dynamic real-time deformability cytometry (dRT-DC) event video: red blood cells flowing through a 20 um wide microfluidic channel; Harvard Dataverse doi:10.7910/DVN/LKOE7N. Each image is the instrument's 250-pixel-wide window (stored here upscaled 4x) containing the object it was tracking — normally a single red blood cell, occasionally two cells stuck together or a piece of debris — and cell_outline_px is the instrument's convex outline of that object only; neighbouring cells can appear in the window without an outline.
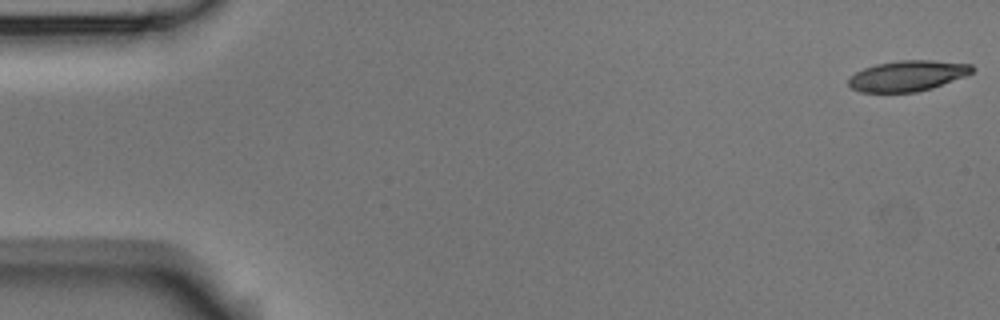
{"species": "Egyptian fruit bat (a non-hibernating species)", "species_latin": "Rousettus aegyptiacus", "temperature_condition": "room temperature", "stored_images_in_passage": 57, "segment_of_instrument_passage": [1, 2], "camera_frame_rate_fps": 3000, "um_per_image_px": 0.085, "animal": {"sex": "male"}, "frame": {"image": 1, "passage_image": 1, "time_ms": 0.0, "image_size_px": [1000, 320], "cell_outline_px": [[976, 68], [972, 72], [964, 76], [932, 88], [916, 92], [860, 92], [852, 88], [848, 84], [848, 80], [856, 72], [864, 68], [876, 64], [900, 60], [932, 60], [972, 64]], "centroid_in_image_um": [77.15, 6.44], "position_along_channel_um": 7.8, "area_um2": 21.96}}
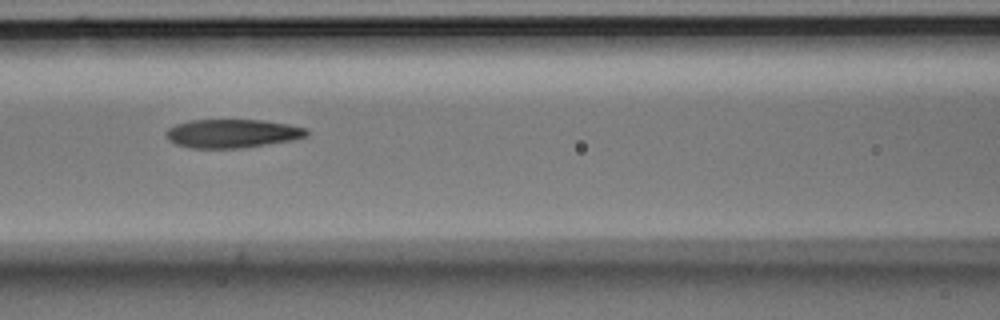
{"frame": {"image": 2, "passage_image": 24, "time_ms": 7.667, "image_size_px": [1000, 320], "cell_outline_px": [[308, 136], [292, 140], [240, 148], [192, 148], [176, 144], [168, 140], [164, 132], [168, 128], [176, 124], [188, 120], [264, 120], [288, 124], [308, 128]], "centroid_in_image_um": [19.73, 11.34], "position_along_channel_um": 146.9, "area_um2": 23.52}}
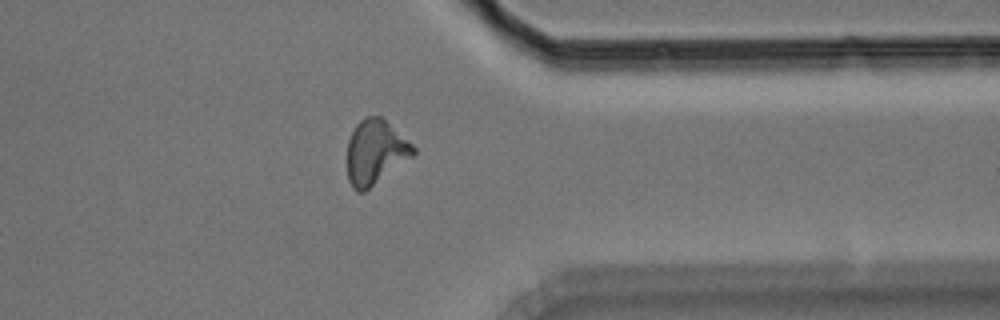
{"frame": {"image": 3, "passage_image": 44, "time_ms": 14.333, "image_size_px": [1000, 320], "cell_outline_px": [[416, 152], [412, 156], [364, 192], [356, 192], [352, 188], [348, 180], [348, 140], [356, 124], [364, 116], [380, 116], [412, 144], [416, 148]], "centroid_in_image_um": [31.88, 12.93], "position_along_channel_um": 379.5, "area_um2": 24.45}}